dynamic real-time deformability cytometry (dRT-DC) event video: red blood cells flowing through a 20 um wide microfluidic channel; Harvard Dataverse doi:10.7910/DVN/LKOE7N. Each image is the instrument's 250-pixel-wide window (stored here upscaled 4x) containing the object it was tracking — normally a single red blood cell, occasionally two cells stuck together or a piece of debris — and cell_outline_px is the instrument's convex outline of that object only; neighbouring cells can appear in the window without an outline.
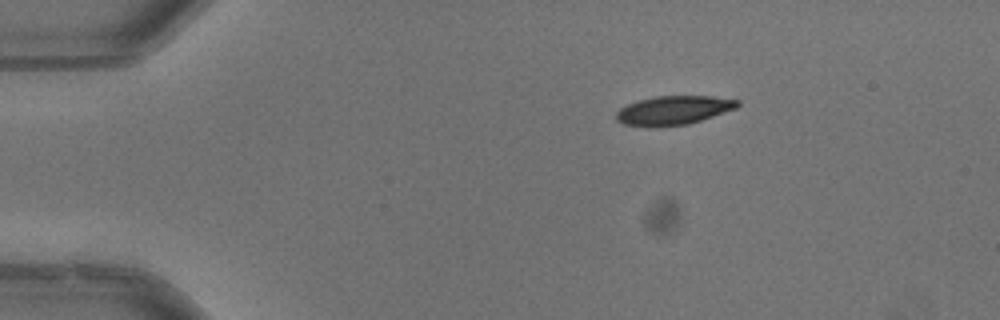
{"species": "common noctule bat (a hibernating species)", "species_latin": "Nyctalus noctula", "temperature_condition": "warm", "stored_images_in_passage": 44, "camera_frame_rate_fps": 3000, "um_per_image_px": 0.085, "animal": {"sex": "male", "body_mass_g": 13.3}, "frame": {"image": 1, "passage_image": 1, "time_ms": 0.0, "image_size_px": [1000, 320], "cell_outline_px": [[740, 104], [736, 108], [688, 124], [648, 128], [624, 124], [616, 120], [616, 112], [620, 108], [628, 104], [640, 100], [656, 96], [712, 96], [740, 100]], "centroid_in_image_um": [57.22, 9.38], "position_along_channel_um": 27.8, "area_um2": 20.46}}
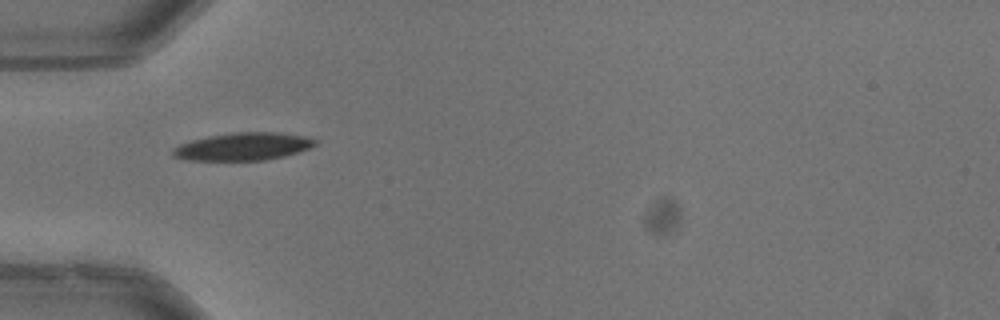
{"frame": {"image": 2, "passage_image": 9, "time_ms": 2.667, "image_size_px": [1000, 320], "cell_outline_px": [[320, 140], [316, 144], [300, 152], [284, 156], [264, 160], [192, 160], [172, 156], [172, 148], [180, 144], [192, 140], [208, 136], [236, 132], [280, 132], [304, 136]], "centroid_in_image_um": [20.7, 12.45], "position_along_channel_um": 64.3, "area_um2": 22.95}, "authors_computed_cell_mechanics": {"area_um2": 22.4264, "velocity_mm_per_s": 3.9865, "shape_relaxation_time_tau1_ms": 3.7611, "shape_relaxation_time_tau2_ms": 4.733, "deformation_change_tau1": 0.1513, "deformation_change_tau2": 0.1009}}